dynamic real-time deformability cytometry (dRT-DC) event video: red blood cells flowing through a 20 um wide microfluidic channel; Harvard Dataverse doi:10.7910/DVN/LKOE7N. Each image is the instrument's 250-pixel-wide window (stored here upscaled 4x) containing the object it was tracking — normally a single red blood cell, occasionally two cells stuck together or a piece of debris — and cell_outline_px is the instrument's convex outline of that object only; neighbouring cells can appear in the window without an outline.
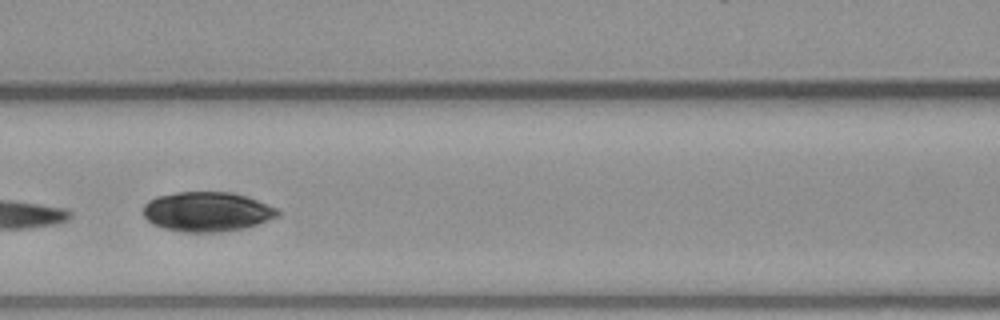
{"species": "common noctule bat (a hibernating species)", "species_latin": "Nyctalus noctula", "temperature_condition": "warm", "stored_images_in_passage": 5, "camera_frame_rate_fps": 3000, "um_per_image_px": 0.085, "animal": {"sex": "male", "body_mass_g": 23.1, "forearm_length_mm": 52.7}, "frame": {"image": 1, "passage_image": 5, "time_ms": 4.667, "image_size_px": [1000, 320], "cell_outline_px": [[280, 212], [276, 216], [256, 224], [244, 228], [220, 232], [184, 232], [164, 228], [152, 224], [144, 216], [144, 204], [148, 200], [156, 196], [176, 192], [232, 192], [256, 200], [276, 208]], "centroid_in_image_um": [17.54, 17.99], "position_along_channel_um": 149.1, "area_um2": 30.81}}